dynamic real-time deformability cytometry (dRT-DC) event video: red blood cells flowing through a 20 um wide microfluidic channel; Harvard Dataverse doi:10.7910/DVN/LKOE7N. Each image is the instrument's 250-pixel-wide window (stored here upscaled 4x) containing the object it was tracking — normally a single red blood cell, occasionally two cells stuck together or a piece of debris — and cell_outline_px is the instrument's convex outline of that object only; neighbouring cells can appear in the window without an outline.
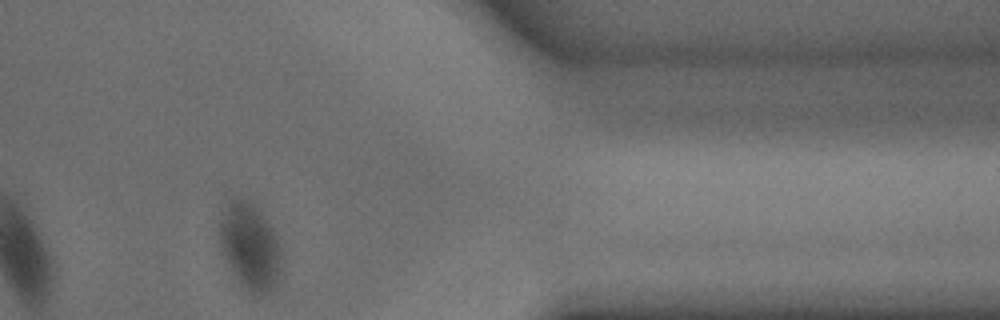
{"species": "common noctule bat (a hibernating species)", "species_latin": "Nyctalus noctula", "temperature_condition": "warm", "stored_images_in_passage": 24, "camera_frame_rate_fps": 3000, "um_per_image_px": 0.085, "animal": {"sex": "male", "body_mass_g": 15.6}, "frame": {"image": 1, "passage_image": 22, "time_ms": 7.0, "image_size_px": [1000, 320], "cell_outline_px": [[280, 272], [276, 288], [272, 292], [260, 296], [248, 292], [236, 280], [220, 248], [216, 224], [228, 200], [236, 196], [256, 204], [268, 220], [276, 236], [280, 248]], "centroid_in_image_um": [21.21, 20.93], "position_along_channel_um": 390.2, "area_um2": 32.31}}